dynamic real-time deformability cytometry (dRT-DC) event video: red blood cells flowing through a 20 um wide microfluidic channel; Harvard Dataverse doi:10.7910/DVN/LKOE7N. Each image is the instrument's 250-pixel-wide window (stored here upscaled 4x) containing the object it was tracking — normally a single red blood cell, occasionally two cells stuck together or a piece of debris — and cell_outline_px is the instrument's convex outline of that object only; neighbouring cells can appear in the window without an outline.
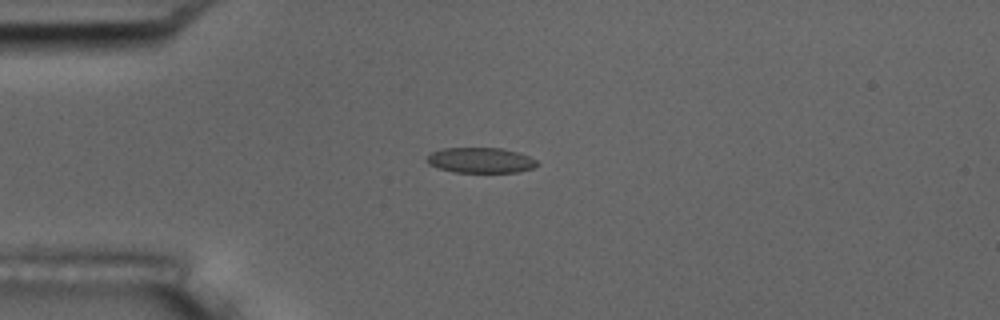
{"species": "common noctule bat (a hibernating species)", "species_latin": "Nyctalus noctula", "temperature_condition": "room temperature", "stored_images_in_passage": 41, "camera_frame_rate_fps": 3000, "um_per_image_px": 0.085, "animal": {"sex": "male", "body_mass_g": 17.5, "forearm_length_mm": 52.3}, "frame": {"image": 1, "passage_image": 1, "time_ms": 0.0, "image_size_px": [1000, 320], "cell_outline_px": [[540, 164], [532, 168], [516, 172], [456, 172], [440, 168], [428, 164], [424, 160], [432, 152], [444, 148], [504, 148], [520, 152], [536, 160]], "centroid_in_image_um": [40.87, 13.61], "position_along_channel_um": 44.1, "area_um2": 16.3}}
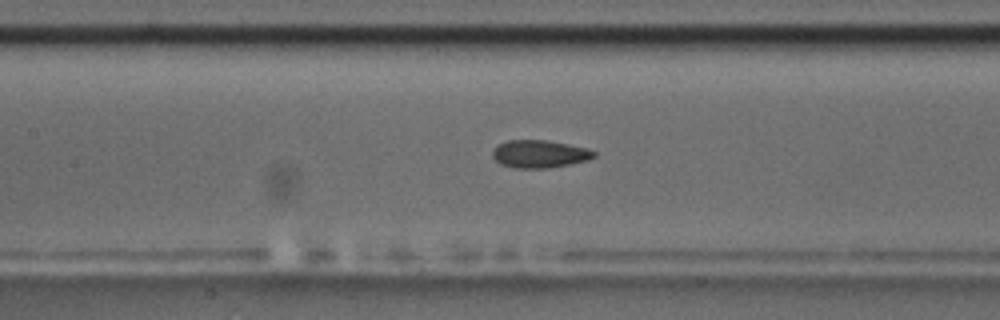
{"frame": {"image": 2, "passage_image": 12, "time_ms": 3.667, "image_size_px": [1000, 320], "cell_outline_px": [[596, 156], [588, 160], [548, 168], [512, 168], [500, 164], [492, 156], [492, 152], [500, 144], [508, 140], [548, 140], [568, 144], [584, 148], [596, 152]], "centroid_in_image_um": [45.85, 13.09], "position_along_channel_um": 161.6, "area_um2": 16.24}}
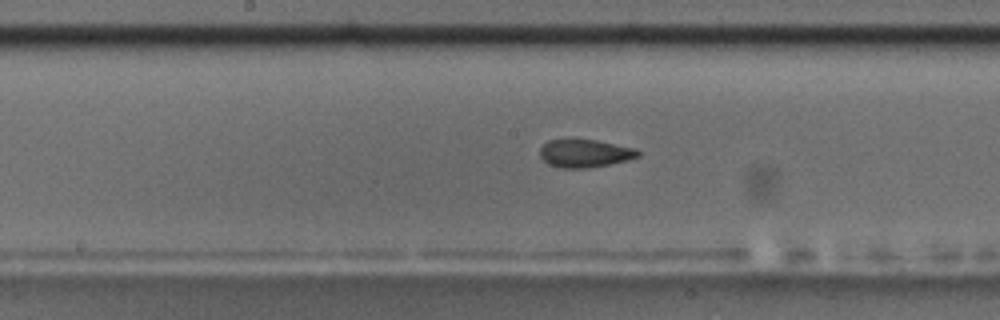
{"frame": {"image": 3, "passage_image": 15, "time_ms": 4.667, "image_size_px": [1000, 320], "cell_outline_px": [[640, 156], [628, 160], [588, 168], [560, 168], [548, 164], [540, 156], [540, 148], [548, 140], [596, 140], [636, 148], [640, 152]], "centroid_in_image_um": [49.72, 13.04], "position_along_channel_um": 198.5, "area_um2": 15.9}, "authors_computed_cell_mechanics": {"area_um2": 16.6464, "velocity_mm_per_s": 3.7308, "shape_relaxation_time_tau1_ms": null, "shape_relaxation_time_tau2_ms": 1.7574, "deformation_change_tau1": null, "deformation_change_tau2": 0.066}}